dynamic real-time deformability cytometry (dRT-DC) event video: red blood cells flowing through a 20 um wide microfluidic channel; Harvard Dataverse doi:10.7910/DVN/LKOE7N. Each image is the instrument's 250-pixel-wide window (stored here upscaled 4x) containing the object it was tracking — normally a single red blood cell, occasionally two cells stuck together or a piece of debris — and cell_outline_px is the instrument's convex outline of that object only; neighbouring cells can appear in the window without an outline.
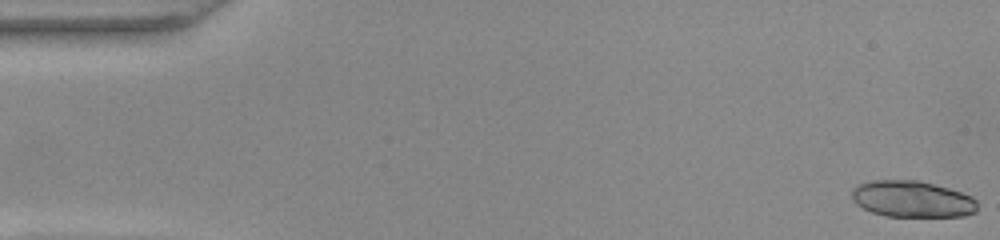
{"species": "common noctule bat (a hibernating species)", "species_latin": "Nyctalus noctula", "temperature_condition": "warm", "stored_images_in_passage": 50, "segment_of_instrument_passage": [1, 2], "camera_frame_rate_fps": 3000, "um_per_image_px": 0.085, "animal": {"sex": "female", "body_mass_g": 22.0, "forearm_length_mm": 56.7}, "frame": {"image": 1, "passage_image": 1, "time_ms": 0.0, "image_size_px": [1000, 240], "cell_outline_px": [[976, 212], [964, 216], [884, 216], [872, 212], [856, 204], [852, 200], [852, 192], [860, 184], [872, 180], [920, 180], [948, 188], [972, 196], [976, 200]], "centroid_in_image_um": [77.54, 16.92], "position_along_channel_um": 7.5, "area_um2": 26.53}}
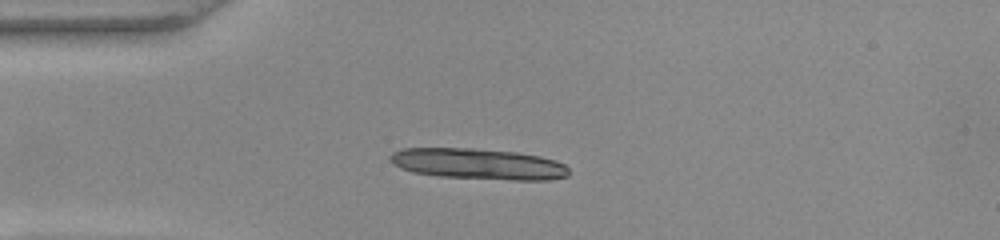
{"frame": {"image": 2, "passage_image": 13, "time_ms": 4.0, "image_size_px": [1000, 240], "cell_outline_px": [[568, 176], [548, 180], [512, 180], [440, 176], [412, 172], [400, 168], [392, 164], [388, 160], [388, 156], [392, 152], [404, 148], [472, 148], [516, 152], [540, 156], [556, 160], [564, 164], [568, 168]], "centroid_in_image_um": [40.62, 13.93], "position_along_channel_um": 44.4, "area_um2": 32.37}}